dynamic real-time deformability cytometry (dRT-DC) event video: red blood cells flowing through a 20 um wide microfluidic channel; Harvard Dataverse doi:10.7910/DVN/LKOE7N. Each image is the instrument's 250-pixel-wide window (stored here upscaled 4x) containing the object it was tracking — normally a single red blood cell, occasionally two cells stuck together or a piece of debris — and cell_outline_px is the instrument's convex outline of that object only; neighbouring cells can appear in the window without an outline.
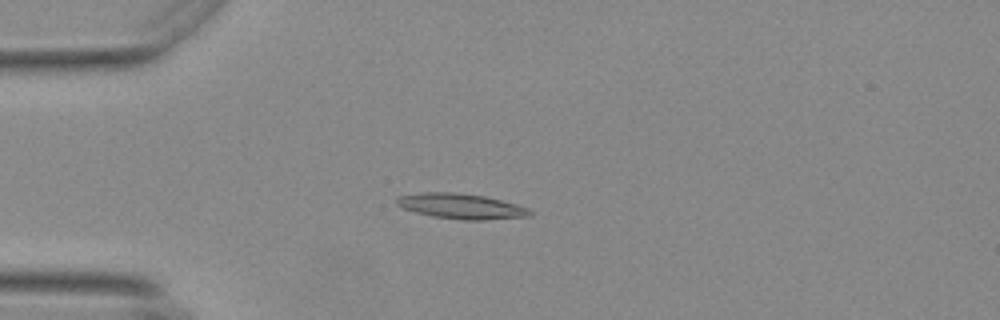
{"species": "Egyptian fruit bat (a non-hibernating species)", "species_latin": "Rousettus aegyptiacus", "temperature_condition": "warm", "stored_images_in_passage": 56, "camera_frame_rate_fps": 3000, "um_per_image_px": 0.085, "animal": {"sex": "female"}, "frame": {"image": 1, "passage_image": 15, "time_ms": 4.667, "image_size_px": [1000, 320], "cell_outline_px": [[532, 212], [528, 216], [484, 220], [464, 220], [432, 216], [416, 212], [404, 208], [396, 204], [396, 200], [400, 196], [420, 192], [452, 192], [484, 196], [516, 204], [528, 208]], "centroid_in_image_um": [39.18, 17.53], "position_along_channel_um": 45.8, "area_um2": 19.36}}
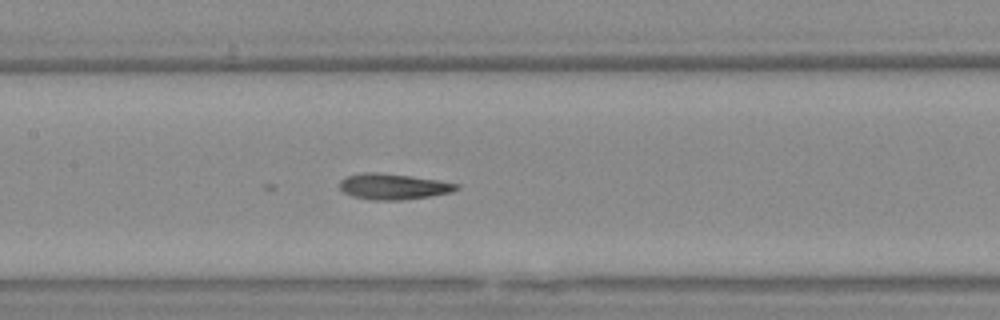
{"frame": {"image": 2, "passage_image": 27, "time_ms": 8.667, "image_size_px": [1000, 320], "cell_outline_px": [[460, 188], [452, 192], [428, 196], [400, 200], [376, 200], [352, 196], [344, 192], [340, 188], [340, 180], [344, 176], [364, 172], [376, 172], [440, 180], [460, 184]], "centroid_in_image_um": [33.43, 15.84], "position_along_channel_um": 174.0, "area_um2": 17.51}}
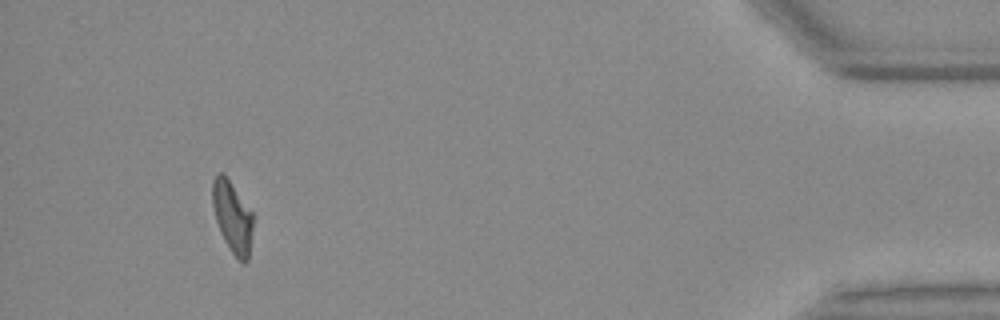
{"frame": {"image": 3, "passage_image": 52, "time_ms": 17.0, "image_size_px": [1000, 320], "cell_outline_px": [[252, 228], [248, 260], [244, 264], [232, 252], [220, 232], [216, 220], [212, 204], [212, 180], [220, 172], [224, 172], [252, 212]], "centroid_in_image_um": [19.74, 18.4], "position_along_channel_um": 415.5, "area_um2": 16.65}, "authors_computed_cell_mechanics": {"area_um2": 17.7446, "velocity_mm_per_s": 3.7206, "shape_relaxation_time_tau1_ms": null, "shape_relaxation_time_tau2_ms": 3.8746, "deformation_change_tau1": null, "deformation_change_tau2": 0.12}}